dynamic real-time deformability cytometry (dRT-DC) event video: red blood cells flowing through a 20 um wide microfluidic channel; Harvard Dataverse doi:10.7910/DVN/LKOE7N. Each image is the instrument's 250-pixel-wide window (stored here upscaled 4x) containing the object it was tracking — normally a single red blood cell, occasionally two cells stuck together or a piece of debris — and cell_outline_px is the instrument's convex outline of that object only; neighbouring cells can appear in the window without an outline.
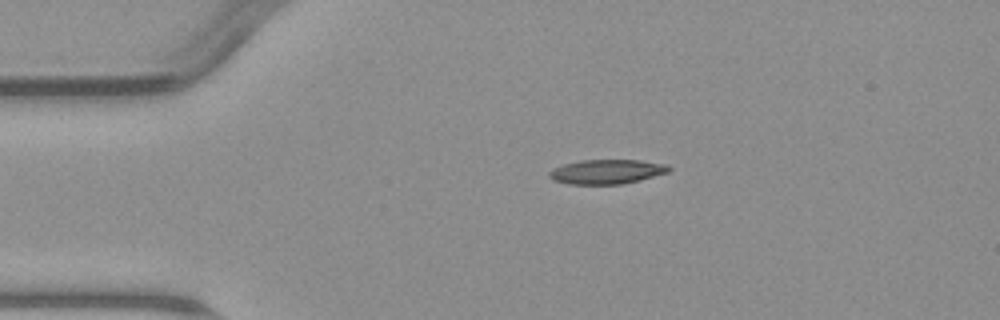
{"species": "common noctule bat (a hibernating species)", "species_latin": "Nyctalus noctula", "temperature_condition": "warm", "stored_images_in_passage": 2, "camera_frame_rate_fps": 3000, "um_per_image_px": 0.085, "animal": {"sex": "male", "body_mass_g": 23.1, "forearm_length_mm": 52.7}, "frame": {"image": 1, "passage_image": 1, "time_ms": 0.0, "image_size_px": [1000, 320], "cell_outline_px": [[672, 168], [668, 172], [640, 180], [620, 184], [568, 184], [552, 180], [548, 176], [548, 172], [564, 164], [580, 160], [640, 160], [668, 164]], "centroid_in_image_um": [51.59, 14.59], "position_along_channel_um": 33.4, "area_um2": 17.05}}